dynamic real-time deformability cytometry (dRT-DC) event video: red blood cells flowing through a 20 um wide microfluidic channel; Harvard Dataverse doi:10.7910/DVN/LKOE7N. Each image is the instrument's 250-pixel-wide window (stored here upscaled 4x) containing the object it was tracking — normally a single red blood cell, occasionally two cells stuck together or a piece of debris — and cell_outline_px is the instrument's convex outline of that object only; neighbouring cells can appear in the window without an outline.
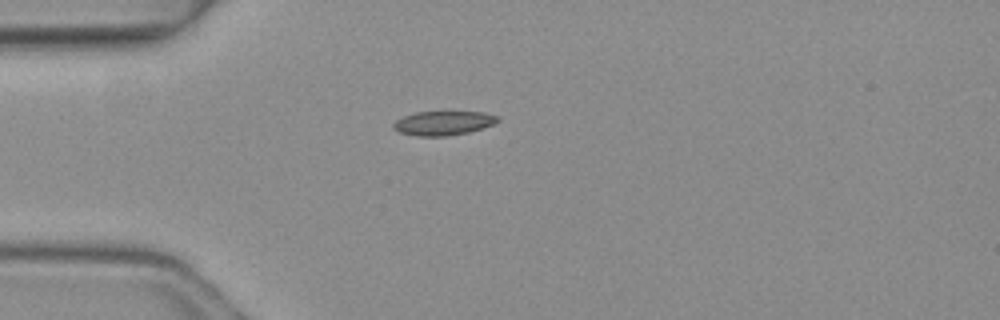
{"species": "common noctule bat (a hibernating species)", "species_latin": "Nyctalus noctula", "temperature_condition": "warm", "stored_images_in_passage": 3, "camera_frame_rate_fps": 3000, "um_per_image_px": 0.085, "animal": {"sex": "female", "body_mass_g": 19.3, "forearm_length_mm": 54.1}, "frame": {"image": 1, "passage_image": 3, "time_ms": 0.667, "image_size_px": [1000, 320], "cell_outline_px": [[500, 120], [484, 128], [468, 132], [448, 136], [416, 136], [400, 132], [392, 128], [392, 124], [396, 120], [404, 116], [416, 112], [484, 112], [496, 116]], "centroid_in_image_um": [37.66, 10.47], "position_along_channel_um": 47.3, "area_um2": 14.62}}